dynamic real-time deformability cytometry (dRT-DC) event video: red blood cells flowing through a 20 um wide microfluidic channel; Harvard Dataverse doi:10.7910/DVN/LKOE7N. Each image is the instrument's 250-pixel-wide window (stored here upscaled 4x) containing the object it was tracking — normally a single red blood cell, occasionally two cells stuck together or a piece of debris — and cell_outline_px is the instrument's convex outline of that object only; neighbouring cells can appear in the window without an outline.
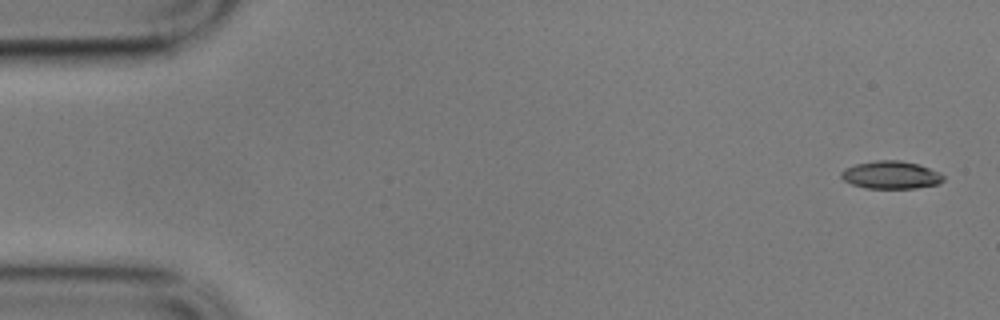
{"species": "common noctule bat (a hibernating species)", "species_latin": "Nyctalus noctula", "temperature_condition": "cold", "stored_images_in_passage": 5, "camera_frame_rate_fps": 3000, "um_per_image_px": 0.085, "animal": {"sex": "male", "body_mass_g": 17.9}, "frame": {"image": 1, "passage_image": 1, "time_ms": 0.0, "image_size_px": [1000, 320], "cell_outline_px": [[944, 180], [940, 184], [916, 188], [864, 188], [852, 184], [844, 180], [840, 176], [840, 172], [844, 168], [856, 164], [876, 160], [900, 160], [916, 164], [940, 172], [944, 176]], "centroid_in_image_um": [75.72, 14.87], "position_along_channel_um": 9.3, "area_um2": 16.59}}